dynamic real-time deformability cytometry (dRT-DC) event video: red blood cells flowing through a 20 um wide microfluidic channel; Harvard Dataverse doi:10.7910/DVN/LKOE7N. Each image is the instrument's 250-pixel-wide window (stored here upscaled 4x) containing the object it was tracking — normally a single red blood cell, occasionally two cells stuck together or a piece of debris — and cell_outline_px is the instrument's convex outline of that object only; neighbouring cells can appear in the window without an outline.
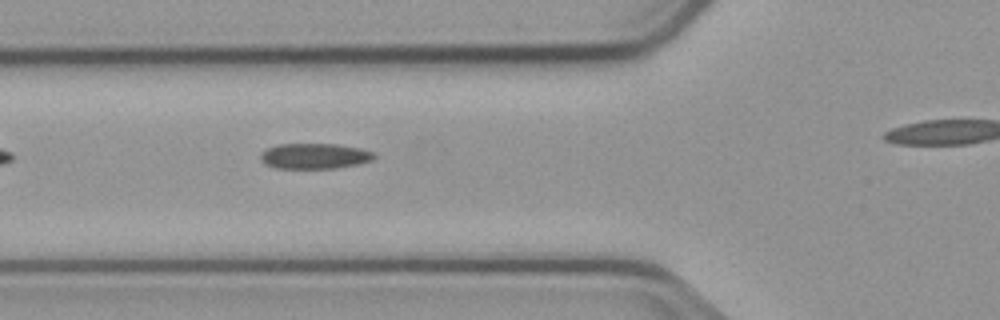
{"species": "common noctule bat (a hibernating species)", "species_latin": "Nyctalus noctula", "temperature_condition": "cold", "stored_images_in_passage": 28, "camera_frame_rate_fps": 3000, "um_per_image_px": 0.085, "animal": {"sex": "male", "body_mass_g": 23.1, "forearm_length_mm": 52.7}, "frame": {"image": 1, "passage_image": 3, "time_ms": 0.667, "image_size_px": [1000, 320], "cell_outline_px": [[376, 156], [372, 160], [356, 164], [336, 168], [276, 168], [264, 164], [260, 160], [260, 152], [276, 144], [336, 144], [360, 148], [372, 152]], "centroid_in_image_um": [26.69, 13.26], "position_along_channel_um": 99.1, "area_um2": 16.88}}
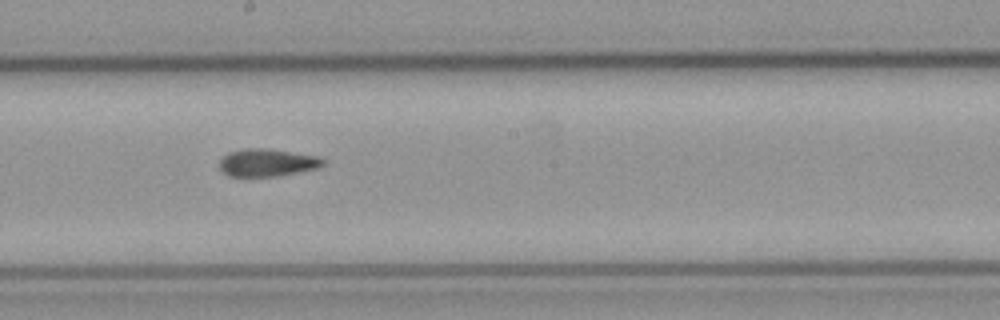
{"frame": {"image": 2, "passage_image": 13, "time_ms": 4.0, "image_size_px": [1000, 320], "cell_outline_px": [[324, 164], [316, 168], [276, 176], [228, 176], [220, 168], [220, 160], [228, 152], [244, 148], [264, 148], [320, 156], [324, 160]], "centroid_in_image_um": [22.69, 13.81], "position_along_channel_um": 225.5, "area_um2": 16.47}}
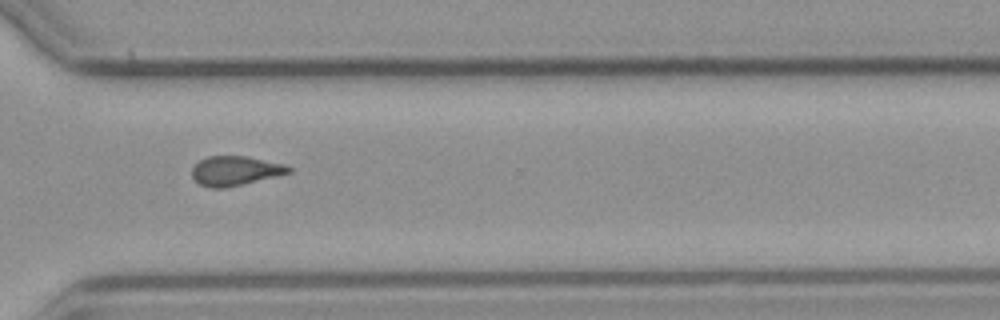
{"frame": {"image": 3, "passage_image": 23, "time_ms": 7.333, "image_size_px": [1000, 320], "cell_outline_px": [[292, 172], [276, 176], [224, 188], [212, 188], [200, 184], [192, 176], [192, 168], [200, 160], [208, 156], [248, 156], [288, 164], [292, 168]], "centroid_in_image_um": [20.04, 14.5], "position_along_channel_um": 350.6, "area_um2": 16.59}}